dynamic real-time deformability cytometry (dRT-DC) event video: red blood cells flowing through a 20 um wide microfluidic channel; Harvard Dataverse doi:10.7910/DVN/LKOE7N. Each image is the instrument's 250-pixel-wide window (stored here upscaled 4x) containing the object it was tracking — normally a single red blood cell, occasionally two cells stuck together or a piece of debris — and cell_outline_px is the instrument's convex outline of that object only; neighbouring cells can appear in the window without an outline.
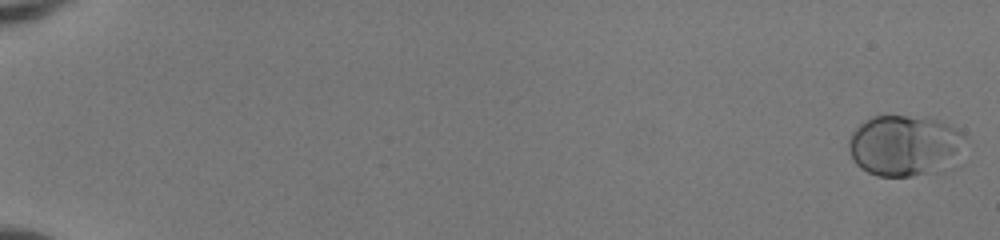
{"species": "human", "species_latin": "Homo sapiens", "temperature_condition": "room temperature", "stored_images_in_passage": 53, "camera_frame_rate_fps": 3000, "um_per_image_px": 0.085, "donor": {"sex": "female"}, "frame": {"image": 1, "passage_image": 1, "time_ms": 0.0, "image_size_px": [1000, 240], "cell_outline_px": [[964, 136], [956, 148], [952, 152], [928, 172], [912, 176], [876, 176], [860, 168], [852, 160], [848, 152], [848, 140], [852, 132], [860, 124], [872, 116], [908, 116], [936, 120], [948, 124], [960, 132]], "centroid_in_image_um": [76.63, 12.32], "position_along_channel_um": 8.4, "area_um2": 39.07}}
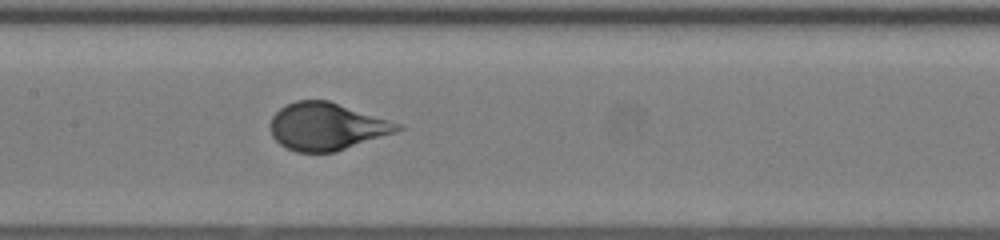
{"frame": {"image": 2, "passage_image": 29, "time_ms": 9.333, "image_size_px": [1000, 240], "cell_outline_px": [[404, 128], [396, 132], [336, 152], [296, 152], [280, 144], [272, 136], [272, 116], [280, 108], [296, 100], [328, 100], [400, 124]], "centroid_in_image_um": [27.76, 10.76], "position_along_channel_um": 179.6, "area_um2": 34.68}}
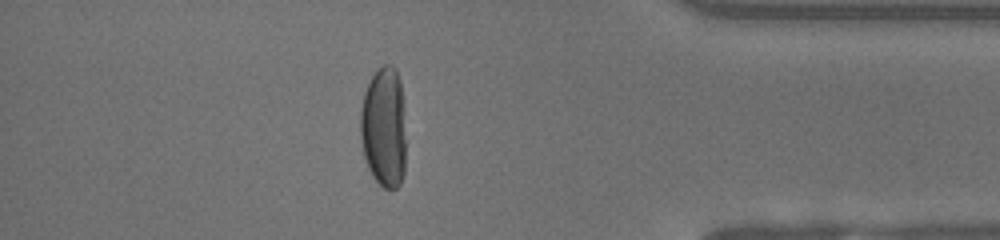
{"frame": {"image": 3, "passage_image": 47, "time_ms": 15.333, "image_size_px": [1000, 240], "cell_outline_px": [[404, 172], [400, 184], [396, 188], [384, 188], [372, 176], [368, 168], [364, 156], [360, 136], [360, 108], [364, 92], [372, 76], [384, 64], [392, 64], [400, 80], [404, 140]], "centroid_in_image_um": [32.59, 10.84], "position_along_channel_um": 402.6, "area_um2": 31.62}, "authors_computed_cell_mechanics": {"area_um2": 36.4718, "velocity_mm_per_s": 4.081, "shape_relaxation_time_tau1_ms": 4.2483, "shape_relaxation_time_tau2_ms": null, "deformation_change_tau1": 0.2162, "deformation_change_tau2": null}}